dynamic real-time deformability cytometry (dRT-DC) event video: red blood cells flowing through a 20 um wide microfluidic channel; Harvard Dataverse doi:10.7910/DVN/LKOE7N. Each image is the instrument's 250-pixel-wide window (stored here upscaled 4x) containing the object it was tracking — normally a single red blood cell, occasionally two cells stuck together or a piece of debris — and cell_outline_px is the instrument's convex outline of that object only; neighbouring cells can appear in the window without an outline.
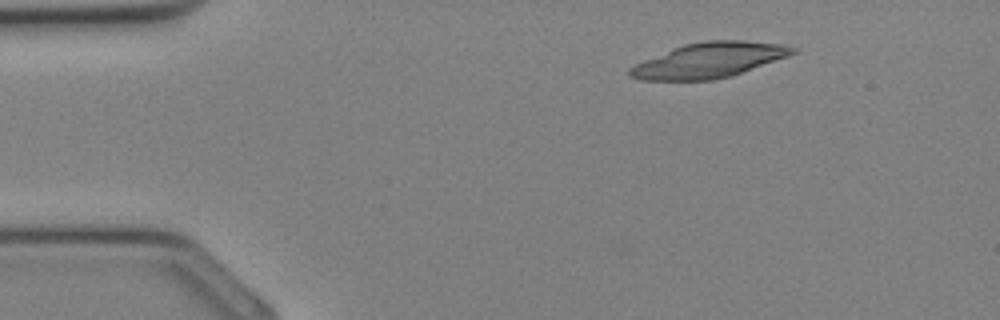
{"species": "Egyptian fruit bat (a non-hibernating species)", "species_latin": "Rousettus aegyptiacus", "temperature_condition": "cold", "stored_images_in_passage": 6, "camera_frame_rate_fps": 3000, "um_per_image_px": 0.085, "animal": {"sex": "female"}, "frame": {"image": 1, "passage_image": 1, "time_ms": 0.0, "image_size_px": [1000, 320], "cell_outline_px": [[796, 52], [788, 56], [732, 76], [716, 80], [640, 80], [628, 76], [628, 68], [644, 60], [684, 44], [708, 40], [744, 40], [784, 44], [796, 48]], "centroid_in_image_um": [60.28, 5.12], "position_along_channel_um": 24.7, "area_um2": 33.29}}
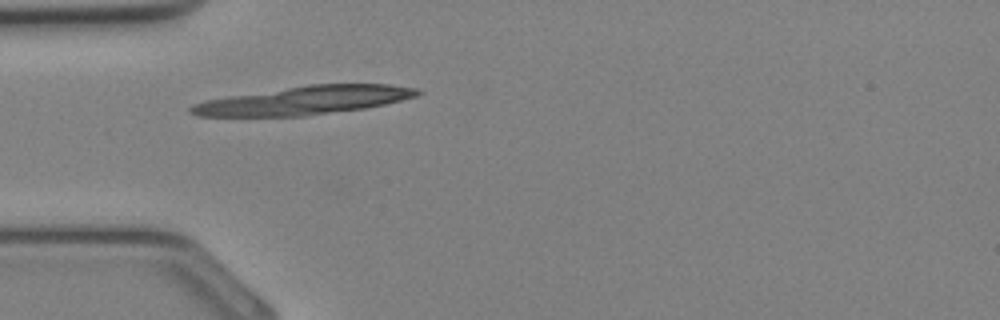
{"frame": {"image": 2, "passage_image": 6, "time_ms": 1.667, "image_size_px": [1000, 320], "cell_outline_px": [[424, 92], [416, 96], [384, 104], [364, 108], [304, 116], [196, 116], [188, 112], [188, 108], [192, 104], [204, 100], [308, 84], [388, 84], [416, 88]], "centroid_in_image_um": [25.82, 8.53], "position_along_channel_um": 59.2, "area_um2": 37.34}}